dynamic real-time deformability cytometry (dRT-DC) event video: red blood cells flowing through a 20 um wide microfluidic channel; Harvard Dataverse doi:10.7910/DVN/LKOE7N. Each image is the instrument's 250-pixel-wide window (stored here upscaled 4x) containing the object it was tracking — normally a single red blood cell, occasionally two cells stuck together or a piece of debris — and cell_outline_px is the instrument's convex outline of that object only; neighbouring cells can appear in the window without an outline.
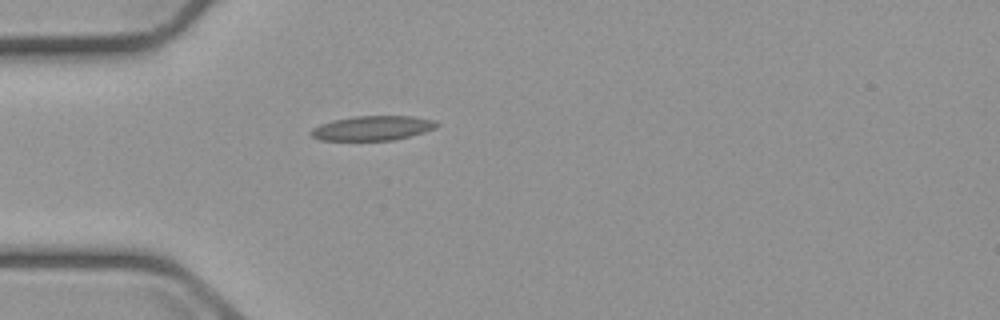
{"species": "common noctule bat (a hibernating species)", "species_latin": "Nyctalus noctula", "temperature_condition": "cold", "stored_images_in_passage": 6, "camera_frame_rate_fps": 3000, "um_per_image_px": 0.085, "animal": {"sex": "male", "body_mass_g": 23.1, "forearm_length_mm": 52.7}, "frame": {"image": 1, "passage_image": 6, "time_ms": 6.0, "image_size_px": [1000, 320], "cell_outline_px": [[440, 124], [436, 128], [424, 132], [392, 140], [320, 140], [312, 136], [308, 132], [312, 128], [320, 124], [332, 120], [352, 116], [412, 116], [436, 120]], "centroid_in_image_um": [31.66, 10.88], "position_along_channel_um": 53.3, "area_um2": 18.09}}